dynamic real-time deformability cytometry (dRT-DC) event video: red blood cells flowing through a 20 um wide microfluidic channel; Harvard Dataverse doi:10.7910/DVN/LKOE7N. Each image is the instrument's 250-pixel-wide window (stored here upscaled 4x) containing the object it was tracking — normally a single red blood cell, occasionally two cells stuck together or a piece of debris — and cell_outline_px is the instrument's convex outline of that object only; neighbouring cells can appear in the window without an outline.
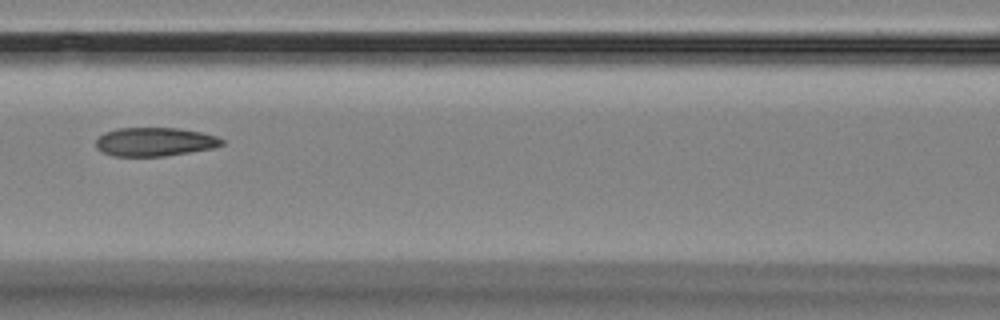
{"species": "Egyptian fruit bat (a non-hibernating species)", "species_latin": "Rousettus aegyptiacus", "temperature_condition": "room temperature", "stored_images_in_passage": 6, "camera_frame_rate_fps": 3000, "um_per_image_px": 0.085, "animal": {"sex": "female"}, "frame": {"image": 1, "passage_image": 5, "time_ms": 7.0, "image_size_px": [1000, 320], "cell_outline_px": [[224, 144], [212, 148], [164, 156], [112, 156], [96, 148], [96, 140], [104, 132], [116, 128], [180, 128], [200, 132], [216, 136], [224, 140]], "centroid_in_image_um": [13.14, 12.05], "position_along_channel_um": 153.5, "area_um2": 20.98}}
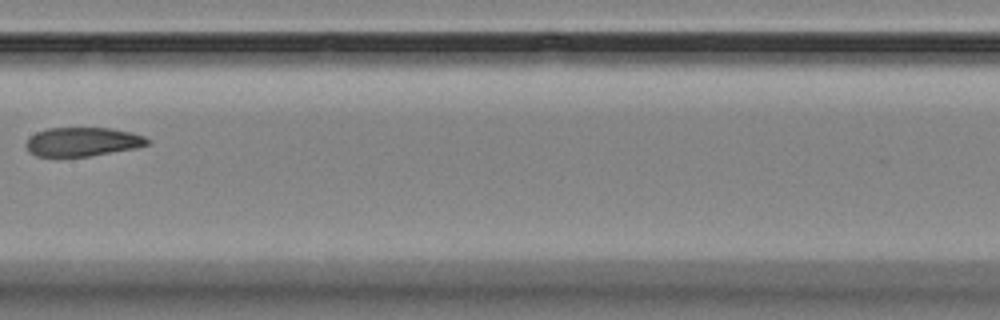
{"frame": {"image": 2, "passage_image": 6, "time_ms": 8.333, "image_size_px": [1000, 320], "cell_outline_px": [[148, 144], [136, 148], [88, 156], [36, 156], [28, 152], [24, 144], [28, 136], [36, 132], [48, 128], [108, 128], [132, 132], [144, 136], [148, 140]], "centroid_in_image_um": [6.95, 12.05], "position_along_channel_um": 200.4, "area_um2": 20.46}}